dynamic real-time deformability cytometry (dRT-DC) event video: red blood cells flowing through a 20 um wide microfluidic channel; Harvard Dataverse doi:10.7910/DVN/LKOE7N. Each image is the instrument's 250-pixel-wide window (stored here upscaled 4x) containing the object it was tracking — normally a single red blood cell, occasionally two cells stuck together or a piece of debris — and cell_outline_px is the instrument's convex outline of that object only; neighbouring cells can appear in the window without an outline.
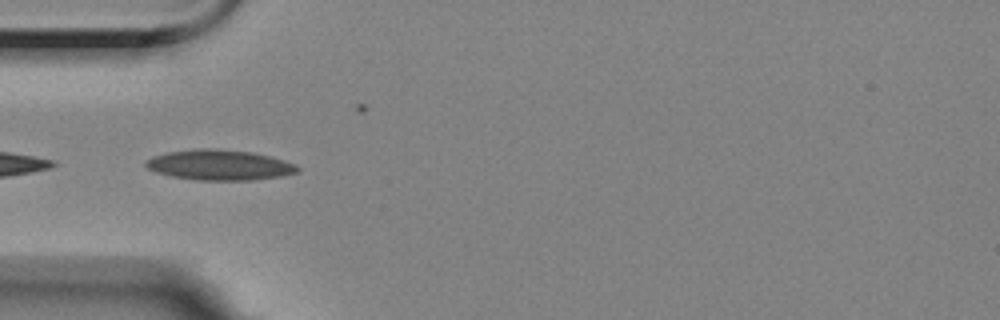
{"species": "Egyptian fruit bat (a non-hibernating species)", "species_latin": "Rousettus aegyptiacus", "temperature_condition": "room temperature", "stored_images_in_passage": 16, "camera_frame_rate_fps": 3000, "um_per_image_px": 0.085, "animal": {"sex": "female"}, "frame": {"image": 1, "passage_image": 1, "time_ms": 0.0, "image_size_px": [1000, 320], "cell_outline_px": [[300, 168], [296, 172], [280, 176], [252, 180], [196, 180], [172, 176], [156, 172], [148, 168], [144, 164], [152, 156], [168, 152], [196, 148], [216, 148], [252, 152], [284, 160], [296, 164]], "centroid_in_image_um": [18.65, 14.01], "position_along_channel_um": 66.4, "area_um2": 26.76}}